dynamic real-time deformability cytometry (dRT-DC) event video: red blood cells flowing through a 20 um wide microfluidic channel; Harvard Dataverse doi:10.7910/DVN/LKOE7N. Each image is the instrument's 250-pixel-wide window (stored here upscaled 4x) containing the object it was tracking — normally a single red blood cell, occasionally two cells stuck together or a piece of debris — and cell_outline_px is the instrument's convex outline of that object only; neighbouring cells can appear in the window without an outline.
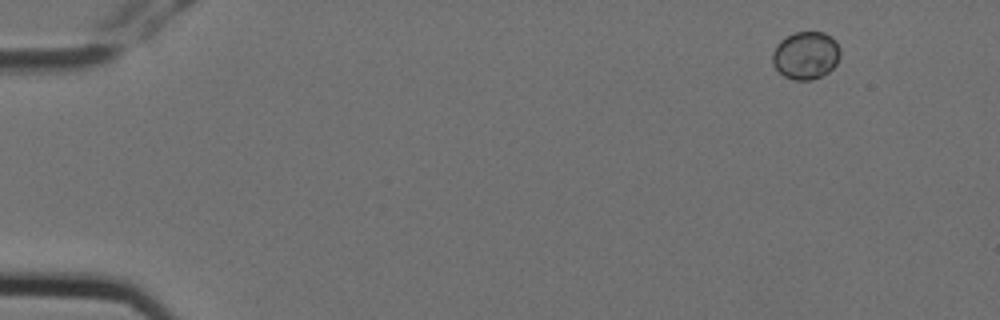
{"species": "Egyptian fruit bat (a non-hibernating species)", "species_latin": "Rousettus aegyptiacus", "temperature_condition": "cold", "stored_images_in_passage": 7, "camera_frame_rate_fps": 3000, "um_per_image_px": 0.085, "animal": {"sex": "female"}, "frame": {"image": 1, "passage_image": 1, "time_ms": 0.0, "image_size_px": [1000, 320], "cell_outline_px": [[840, 56], [836, 64], [828, 72], [812, 80], [792, 80], [784, 76], [772, 64], [772, 52], [776, 44], [780, 40], [796, 32], [824, 32], [832, 36], [836, 40], [840, 48]], "centroid_in_image_um": [68.5, 4.7], "position_along_channel_um": 16.5, "area_um2": 19.02}}
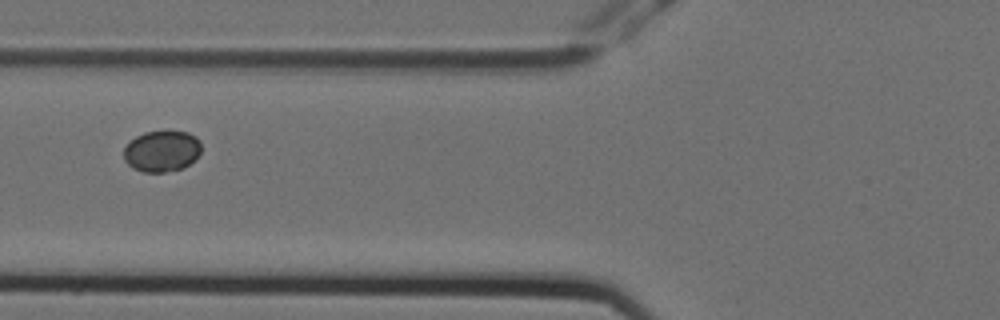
{"frame": {"image": 2, "passage_image": 6, "time_ms": 1.667, "image_size_px": [1000, 320], "cell_outline_px": [[200, 152], [184, 168], [164, 172], [144, 172], [132, 168], [124, 160], [124, 148], [136, 136], [144, 132], [188, 132], [196, 136], [200, 140]], "centroid_in_image_um": [13.74, 12.85], "position_along_channel_um": 112.1, "area_um2": 18.38}}
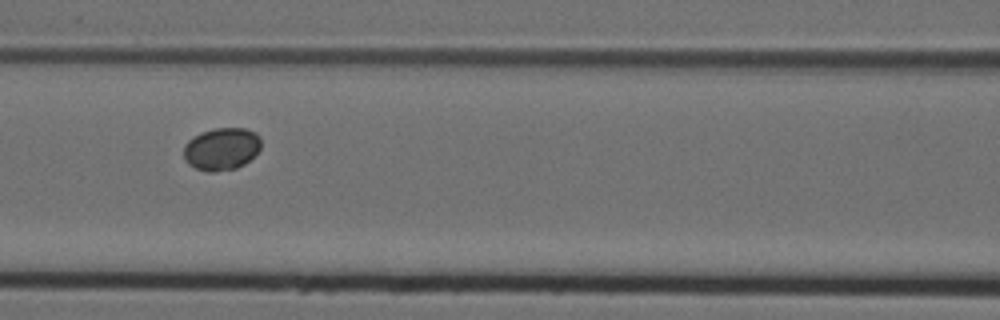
{"frame": {"image": 3, "passage_image": 7, "time_ms": 2.0, "image_size_px": [1000, 320], "cell_outline_px": [[260, 148], [244, 164], [236, 168], [216, 172], [208, 172], [196, 168], [188, 164], [184, 160], [184, 144], [192, 136], [200, 132], [216, 128], [244, 128], [256, 132], [260, 136]], "centroid_in_image_um": [18.8, 12.65], "position_along_channel_um": 147.8, "area_um2": 19.25}}